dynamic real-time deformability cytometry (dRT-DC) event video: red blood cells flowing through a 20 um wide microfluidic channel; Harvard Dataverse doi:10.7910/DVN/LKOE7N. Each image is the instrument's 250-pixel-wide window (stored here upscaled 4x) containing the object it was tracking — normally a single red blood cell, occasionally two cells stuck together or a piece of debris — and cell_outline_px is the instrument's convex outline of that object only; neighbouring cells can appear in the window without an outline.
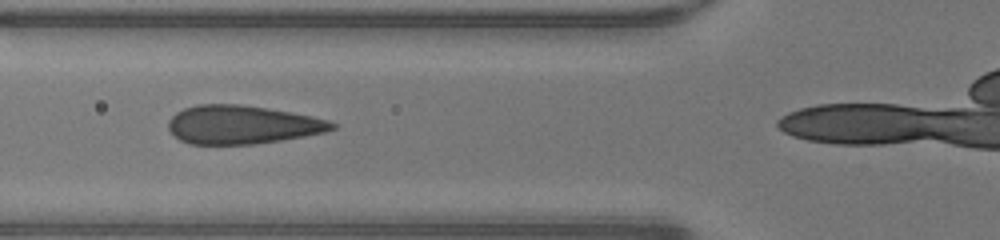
{"species": "human", "species_latin": "Homo sapiens", "temperature_condition": "warm", "stored_images_in_passage": 10, "camera_frame_rate_fps": 3000, "um_per_image_px": 0.085, "donor": {"sex": "male"}, "frame": {"image": 1, "passage_image": 4, "time_ms": 1.0, "image_size_px": [1000, 240], "cell_outline_px": [[340, 124], [336, 128], [324, 132], [304, 136], [280, 140], [252, 144], [188, 144], [180, 140], [168, 128], [168, 120], [176, 112], [184, 108], [196, 104], [240, 104], [312, 116], [328, 120]], "centroid_in_image_um": [20.57, 10.6], "position_along_channel_um": 105.2, "area_um2": 36.59}}
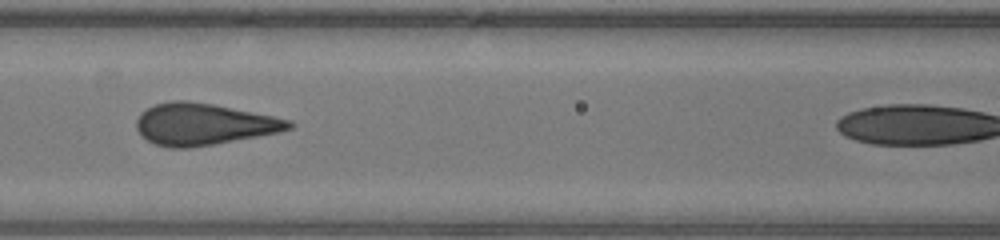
{"frame": {"image": 2, "passage_image": 7, "time_ms": 2.0, "image_size_px": [1000, 240], "cell_outline_px": [[296, 124], [292, 128], [280, 132], [212, 144], [188, 148], [172, 148], [156, 144], [140, 136], [136, 128], [136, 120], [140, 112], [156, 104], [172, 100], [188, 100], [212, 104], [292, 120]], "centroid_in_image_um": [17.28, 10.55], "position_along_channel_um": 149.3, "area_um2": 36.88}}